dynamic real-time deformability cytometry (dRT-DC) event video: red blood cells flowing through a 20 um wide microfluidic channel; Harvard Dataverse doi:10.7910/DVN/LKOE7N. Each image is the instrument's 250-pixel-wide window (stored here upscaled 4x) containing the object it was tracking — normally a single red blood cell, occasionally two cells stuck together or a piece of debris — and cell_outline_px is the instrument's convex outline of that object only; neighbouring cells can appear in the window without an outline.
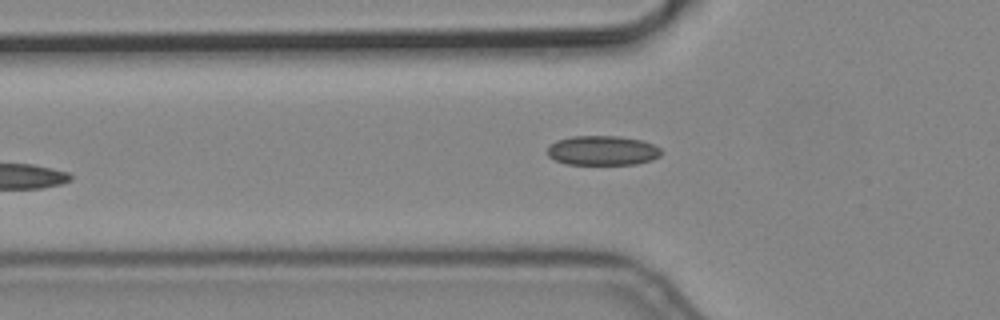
{"species": "common noctule bat (a hibernating species)", "species_latin": "Nyctalus noctula", "temperature_condition": "cold", "stored_images_in_passage": 6, "camera_frame_rate_fps": 3000, "um_per_image_px": 0.085, "animal": {"sex": "male", "body_mass_g": 19.2, "forearm_length_mm": 51.8}, "frame": {"image": 1, "passage_image": 6, "time_ms": 1.667, "image_size_px": [1000, 320], "cell_outline_px": [[664, 152], [660, 156], [652, 160], [636, 164], [568, 164], [556, 160], [548, 156], [548, 144], [556, 140], [572, 136], [620, 136], [640, 140], [652, 144], [660, 148]], "centroid_in_image_um": [51.22, 12.79], "position_along_channel_um": 74.6, "area_um2": 19.71}}